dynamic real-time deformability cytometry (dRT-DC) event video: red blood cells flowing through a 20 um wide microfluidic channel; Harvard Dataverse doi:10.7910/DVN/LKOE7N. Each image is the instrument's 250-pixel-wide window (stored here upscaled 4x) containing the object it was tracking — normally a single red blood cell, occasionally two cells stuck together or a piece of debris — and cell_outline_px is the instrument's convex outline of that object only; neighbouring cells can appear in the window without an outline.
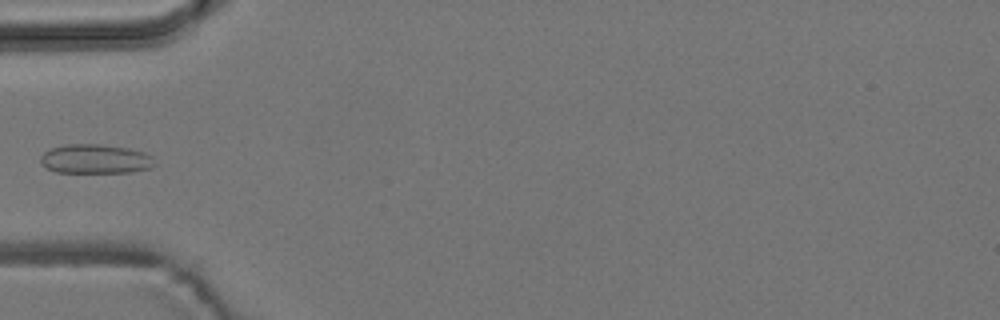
{"species": "common noctule bat (a hibernating species)", "species_latin": "Nyctalus noctula", "temperature_condition": "room temperature", "stored_images_in_passage": 7, "camera_frame_rate_fps": 3000, "um_per_image_px": 0.085, "animal": {"sex": "male", "body_mass_g": 19.2, "forearm_length_mm": 51.8}, "frame": {"image": 1, "passage_image": 5, "time_ms": 5.0, "image_size_px": [1000, 320], "cell_outline_px": [[156, 164], [152, 168], [132, 172], [56, 172], [40, 164], [40, 156], [44, 152], [52, 148], [68, 144], [96, 144], [128, 148], [144, 152], [152, 156]], "centroid_in_image_um": [8.13, 13.52], "position_along_channel_um": 76.9, "area_um2": 19.48}}
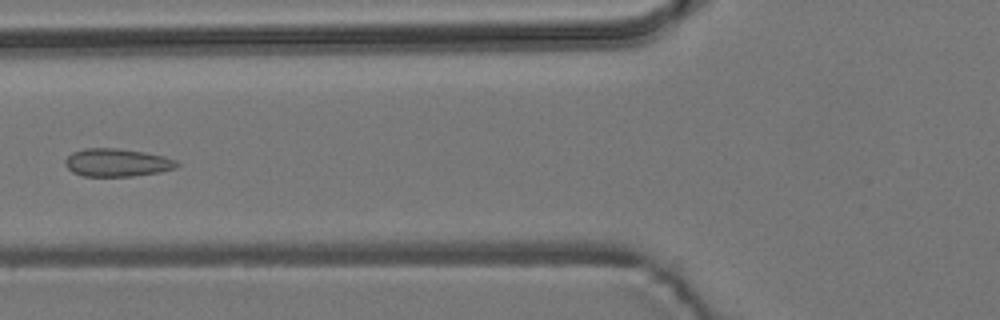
{"frame": {"image": 2, "passage_image": 6, "time_ms": 6.0, "image_size_px": [1000, 320], "cell_outline_px": [[180, 164], [176, 168], [160, 172], [132, 176], [84, 176], [72, 172], [64, 164], [64, 160], [72, 152], [84, 148], [116, 148], [144, 152], [164, 156], [176, 160]], "centroid_in_image_um": [9.94, 13.82], "position_along_channel_um": 115.9, "area_um2": 18.26}}
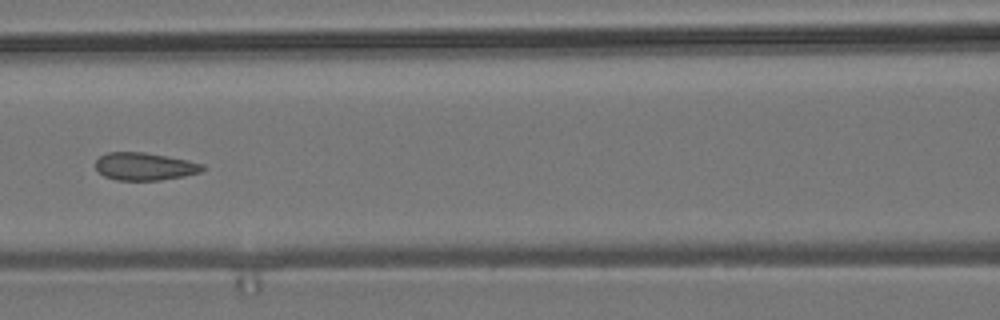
{"frame": {"image": 3, "passage_image": 7, "time_ms": 7.0, "image_size_px": [1000, 320], "cell_outline_px": [[204, 168], [200, 172], [184, 176], [160, 180], [116, 180], [104, 176], [96, 168], [96, 160], [100, 156], [108, 152], [144, 152], [188, 160], [204, 164]], "centroid_in_image_um": [12.29, 14.14], "position_along_channel_um": 154.3, "area_um2": 17.17}}